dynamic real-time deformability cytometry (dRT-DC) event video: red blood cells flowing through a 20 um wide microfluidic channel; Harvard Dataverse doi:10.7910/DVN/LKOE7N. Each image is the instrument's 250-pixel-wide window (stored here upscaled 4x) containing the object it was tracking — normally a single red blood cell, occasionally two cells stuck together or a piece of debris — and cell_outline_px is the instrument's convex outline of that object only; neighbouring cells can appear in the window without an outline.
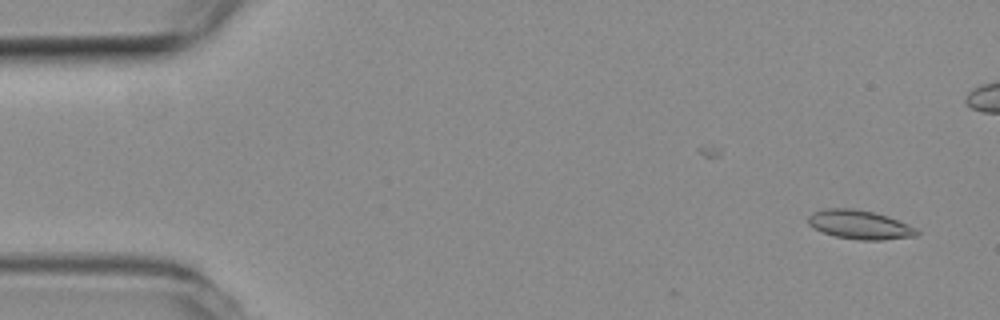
{"species": "common noctule bat (a hibernating species)", "species_latin": "Nyctalus noctula", "temperature_condition": "room temperature", "stored_images_in_passage": 4, "camera_frame_rate_fps": 3000, "um_per_image_px": 0.085, "animal": {"sex": "female", "body_mass_g": 19.3, "forearm_length_mm": 54.1}, "frame": {"image": 1, "passage_image": 2, "time_ms": 0.333, "image_size_px": [1000, 320], "cell_outline_px": [[920, 232], [916, 236], [884, 240], [860, 240], [836, 236], [812, 228], [808, 224], [808, 216], [812, 212], [824, 208], [852, 208], [872, 212], [888, 216], [908, 224], [916, 228]], "centroid_in_image_um": [73.06, 19.09], "position_along_channel_um": 11.9, "area_um2": 18.38}}